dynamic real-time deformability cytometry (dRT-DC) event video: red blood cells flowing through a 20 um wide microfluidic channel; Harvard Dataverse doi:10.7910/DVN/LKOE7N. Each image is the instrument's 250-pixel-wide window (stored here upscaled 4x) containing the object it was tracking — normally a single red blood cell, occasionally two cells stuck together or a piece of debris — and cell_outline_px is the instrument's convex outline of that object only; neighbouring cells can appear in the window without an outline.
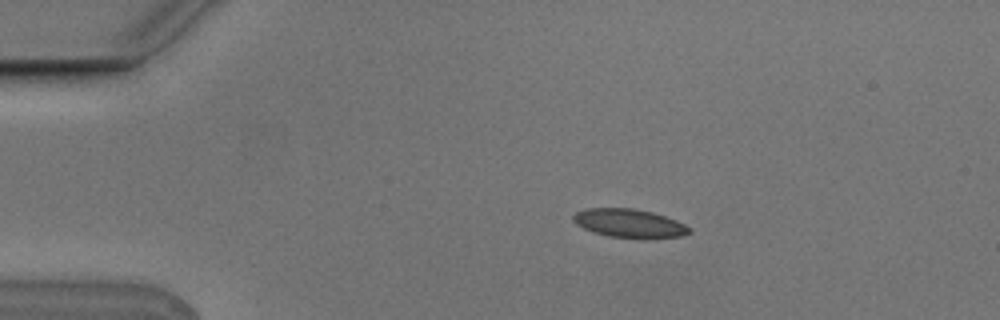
{"species": "Egyptian fruit bat (a non-hibernating species)", "species_latin": "Rousettus aegyptiacus", "temperature_condition": "cold", "stored_images_in_passage": 6, "camera_frame_rate_fps": 3000, "um_per_image_px": 0.085, "animal": {"sex": "male"}, "frame": {"image": 1, "passage_image": 2, "time_ms": 0.333, "image_size_px": [1000, 320], "cell_outline_px": [[692, 232], [684, 236], [608, 236], [592, 232], [576, 224], [572, 220], [572, 216], [576, 212], [588, 208], [632, 208], [652, 212], [676, 220], [692, 228]], "centroid_in_image_um": [53.45, 18.94], "position_along_channel_um": 31.5, "area_um2": 18.73}}
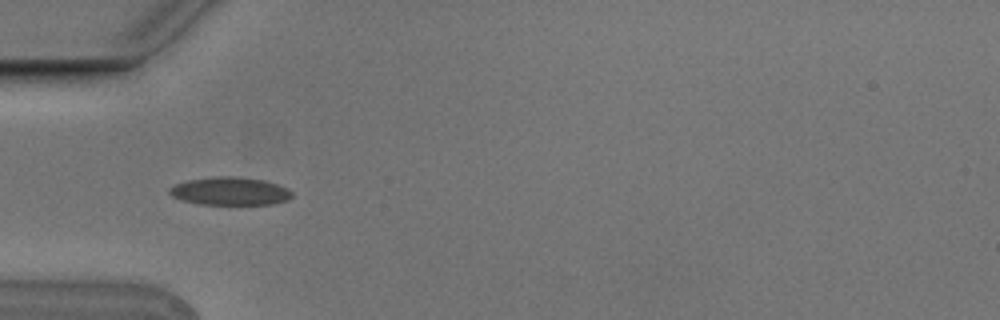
{"frame": {"image": 2, "passage_image": 4, "time_ms": 1.0, "image_size_px": [1000, 320], "cell_outline_px": [[292, 196], [288, 200], [272, 204], [200, 204], [184, 200], [172, 196], [168, 192], [168, 188], [176, 184], [188, 180], [216, 176], [232, 176], [264, 180], [288, 188], [292, 192]], "centroid_in_image_um": [19.56, 16.24], "position_along_channel_um": 65.4, "area_um2": 19.88}}
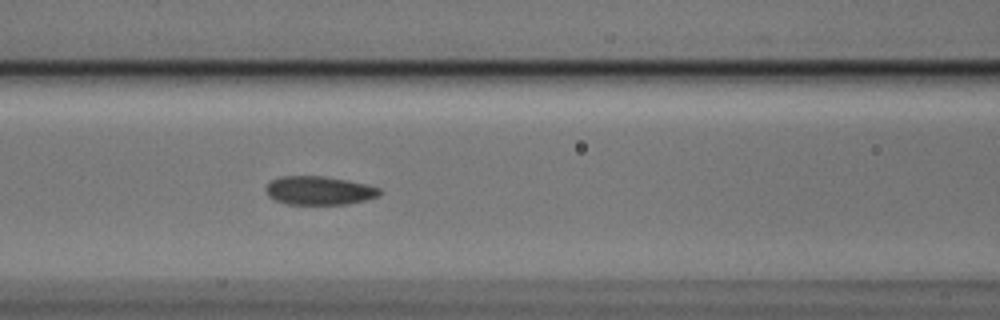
{"frame": {"image": 3, "passage_image": 6, "time_ms": 1.667, "image_size_px": [1000, 320], "cell_outline_px": [[380, 196], [348, 204], [288, 204], [276, 200], [268, 196], [264, 188], [272, 180], [280, 176], [324, 176], [364, 184], [380, 188]], "centroid_in_image_um": [27.1, 16.2], "position_along_channel_um": 139.5, "area_um2": 18.79}}